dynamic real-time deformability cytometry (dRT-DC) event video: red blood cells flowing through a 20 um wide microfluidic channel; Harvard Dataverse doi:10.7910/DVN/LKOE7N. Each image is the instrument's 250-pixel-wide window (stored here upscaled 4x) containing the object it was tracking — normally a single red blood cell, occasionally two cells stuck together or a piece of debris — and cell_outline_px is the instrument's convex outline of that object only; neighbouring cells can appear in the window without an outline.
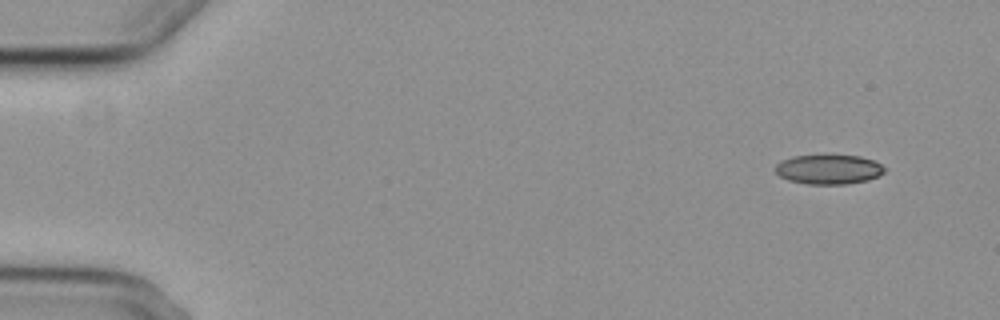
{"species": "common noctule bat (a hibernating species)", "species_latin": "Nyctalus noctula", "temperature_condition": "cold", "stored_images_in_passage": 4, "camera_frame_rate_fps": 3000, "um_per_image_px": 0.085, "animal": {"sex": "female", "body_mass_g": 29.2, "forearm_length_mm": 56.3}, "frame": {"image": 1, "passage_image": 1, "time_ms": 0.0, "image_size_px": [1000, 320], "cell_outline_px": [[884, 172], [880, 176], [868, 180], [848, 184], [808, 184], [788, 180], [780, 176], [776, 172], [776, 164], [780, 160], [792, 156], [860, 156], [872, 160], [880, 164], [884, 168]], "centroid_in_image_um": [70.43, 14.41], "position_along_channel_um": 14.6, "area_um2": 18.67}}
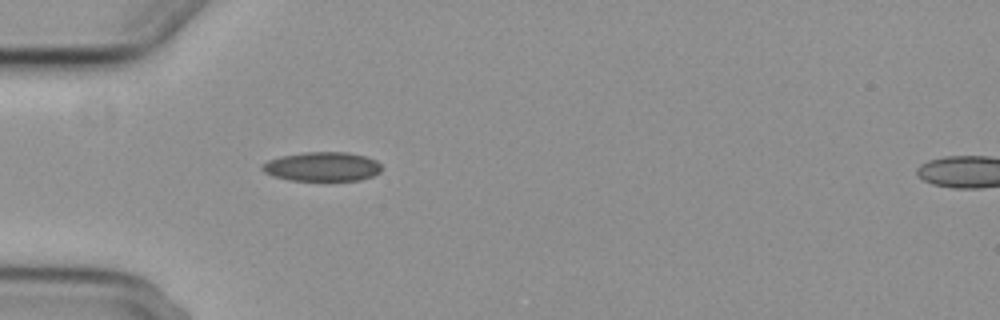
{"frame": {"image": 2, "passage_image": 4, "time_ms": 4.333, "image_size_px": [1000, 320], "cell_outline_px": [[384, 168], [380, 172], [372, 176], [360, 180], [288, 180], [264, 172], [260, 168], [260, 164], [268, 160], [280, 156], [304, 152], [348, 152], [364, 156], [376, 160]], "centroid_in_image_um": [27.39, 14.15], "position_along_channel_um": 57.6, "area_um2": 20.4}}